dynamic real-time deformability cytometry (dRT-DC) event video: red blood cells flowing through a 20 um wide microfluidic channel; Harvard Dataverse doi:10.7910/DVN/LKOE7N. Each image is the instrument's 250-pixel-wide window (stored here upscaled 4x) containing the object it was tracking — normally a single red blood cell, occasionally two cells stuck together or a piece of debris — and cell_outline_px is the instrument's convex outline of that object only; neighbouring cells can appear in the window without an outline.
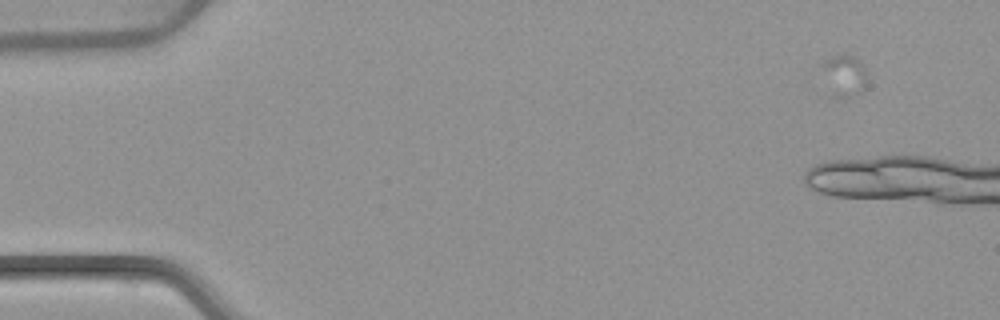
{"species": "common noctule bat (a hibernating species)", "species_latin": "Nyctalus noctula", "temperature_condition": "warm", "stored_images_in_passage": 11, "camera_frame_rate_fps": 3000, "um_per_image_px": 0.085, "animal": {"sex": "female", "body_mass_g": 22.7, "forearm_length_mm": 54.2}, "frame": {"image": 1, "passage_image": 6, "time_ms": 1.667, "image_size_px": [1000, 320], "cell_outline_px": [[864, 88], [844, 100], [832, 96], [824, 68], [824, 60], [832, 56], [844, 52], [852, 56], [864, 68]], "centroid_in_image_um": [71.75, 6.42], "position_along_channel_um": 13.3, "area_um2": 10.29}}